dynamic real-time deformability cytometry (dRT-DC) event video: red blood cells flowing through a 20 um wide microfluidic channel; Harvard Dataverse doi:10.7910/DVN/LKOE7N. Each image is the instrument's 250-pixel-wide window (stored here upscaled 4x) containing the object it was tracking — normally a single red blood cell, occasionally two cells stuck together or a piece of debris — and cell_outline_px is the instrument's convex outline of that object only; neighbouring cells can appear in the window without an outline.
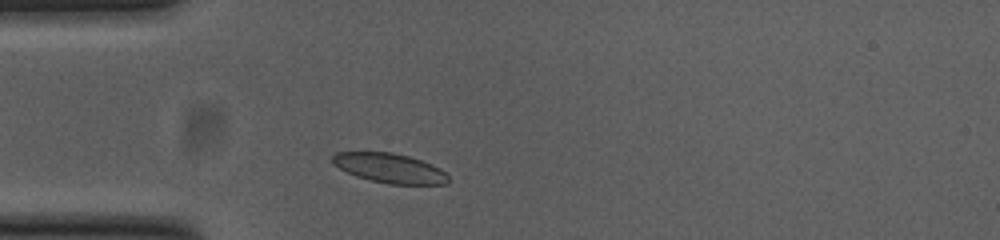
{"species": "common noctule bat (a hibernating species)", "species_latin": "Nyctalus noctula", "temperature_condition": "cold", "stored_images_in_passage": 31, "camera_frame_rate_fps": 3000, "um_per_image_px": 0.085, "animal": {"sex": "female", "body_mass_g": 23.0, "forearm_length_mm": 53.4}, "frame": {"image": 1, "passage_image": 1, "time_ms": 0.0, "image_size_px": [1000, 240], "cell_outline_px": [[448, 184], [388, 184], [368, 180], [356, 176], [332, 164], [332, 156], [336, 152], [392, 152], [408, 156], [420, 160], [440, 168], [448, 176]], "centroid_in_image_um": [33.1, 14.29], "position_along_channel_um": 51.9, "area_um2": 19.88}}
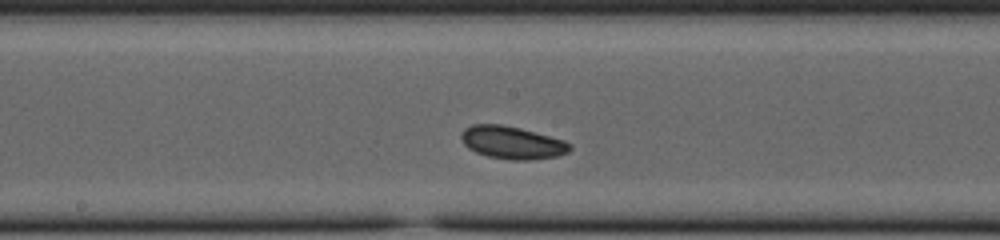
{"frame": {"image": 2, "passage_image": 14, "time_ms": 4.333, "image_size_px": [1000, 240], "cell_outline_px": [[572, 148], [568, 152], [556, 156], [528, 160], [512, 160], [488, 156], [476, 152], [468, 148], [464, 144], [460, 136], [464, 128], [472, 124], [500, 124], [520, 128], [564, 140], [572, 144]], "centroid_in_image_um": [43.52, 12.11], "position_along_channel_um": 204.7, "area_um2": 20.63}}
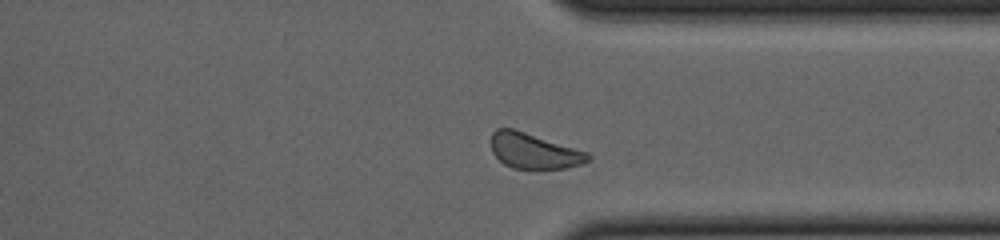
{"frame": {"image": 3, "passage_image": 27, "time_ms": 8.667, "image_size_px": [1000, 240], "cell_outline_px": [[592, 156], [588, 160], [580, 164], [564, 168], [512, 168], [504, 164], [492, 152], [492, 132], [496, 128], [512, 128], [588, 152]], "centroid_in_image_um": [45.37, 12.82], "position_along_channel_um": 366.0, "area_um2": 19.65}, "authors_computed_cell_mechanics": {"area_um2": 20.1722, "velocity_mm_per_s": 3.7323, "shape_relaxation_time_tau1_ms": null, "shape_relaxation_time_tau2_ms": 10.3153, "deformation_change_tau1": null, "deformation_change_tau2": 0.1048}}